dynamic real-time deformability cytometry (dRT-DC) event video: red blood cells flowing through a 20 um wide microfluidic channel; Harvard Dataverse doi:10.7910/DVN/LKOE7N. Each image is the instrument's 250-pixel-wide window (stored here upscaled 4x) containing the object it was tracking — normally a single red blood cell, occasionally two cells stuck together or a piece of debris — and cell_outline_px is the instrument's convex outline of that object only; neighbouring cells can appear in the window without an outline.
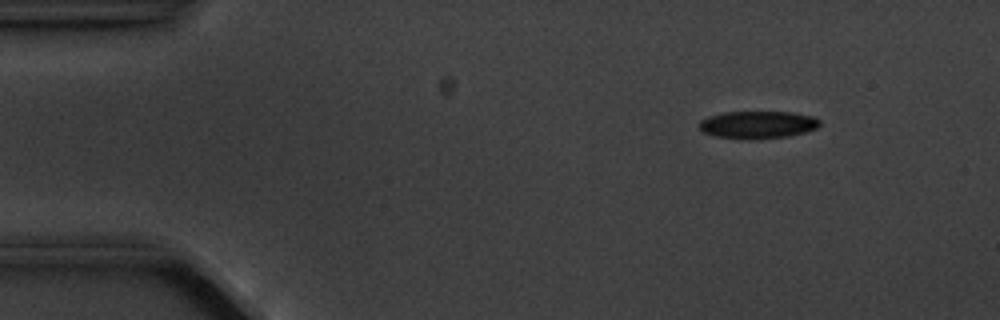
{"species": "common noctule bat (a hibernating species)", "species_latin": "Nyctalus noctula", "temperature_condition": "cold", "stored_images_in_passage": 4, "camera_frame_rate_fps": 3000, "um_per_image_px": 0.085, "animal": {"sex": "male", "body_mass_g": 20.1, "forearm_length_mm": 53.5}, "frame": {"image": 1, "passage_image": 2, "time_ms": 1.0, "image_size_px": [1000, 320], "cell_outline_px": [[820, 124], [816, 128], [804, 132], [788, 136], [748, 140], [716, 136], [704, 132], [700, 128], [700, 120], [708, 116], [724, 112], [792, 112], [812, 116], [820, 120]], "centroid_in_image_um": [64.4, 10.6], "position_along_channel_um": 20.6, "area_um2": 19.25}}